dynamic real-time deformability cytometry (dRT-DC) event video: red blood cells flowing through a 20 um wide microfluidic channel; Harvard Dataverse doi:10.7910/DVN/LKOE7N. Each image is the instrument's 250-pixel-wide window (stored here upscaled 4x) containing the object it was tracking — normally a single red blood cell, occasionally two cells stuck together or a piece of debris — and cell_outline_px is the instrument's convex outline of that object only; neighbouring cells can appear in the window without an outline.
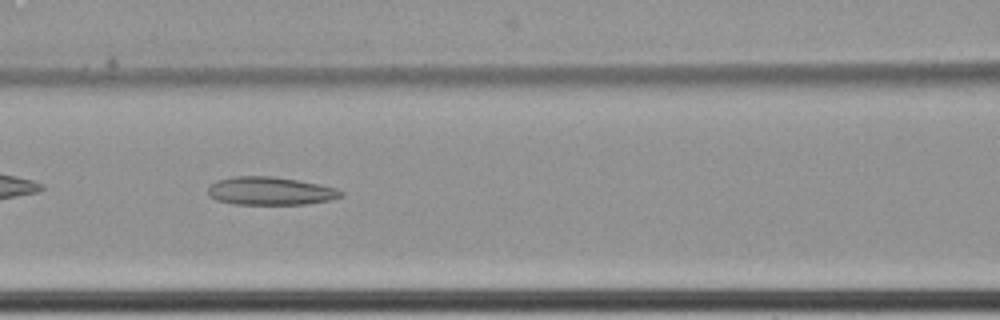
{"species": "common noctule bat (a hibernating species)", "species_latin": "Nyctalus noctula", "temperature_condition": "cold", "stored_images_in_passage": 41, "camera_frame_rate_fps": 3000, "um_per_image_px": 0.085, "animal": {"sex": "female", "body_mass_g": 22.7, "forearm_length_mm": 54.2}, "frame": {"image": 1, "passage_image": 8, "time_ms": 2.333, "image_size_px": [1000, 320], "cell_outline_px": [[344, 196], [328, 200], [304, 204], [236, 204], [216, 200], [208, 196], [208, 188], [216, 180], [232, 176], [272, 176], [296, 180], [336, 188], [344, 192]], "centroid_in_image_um": [22.94, 16.23], "position_along_channel_um": 143.7, "area_um2": 21.68}}
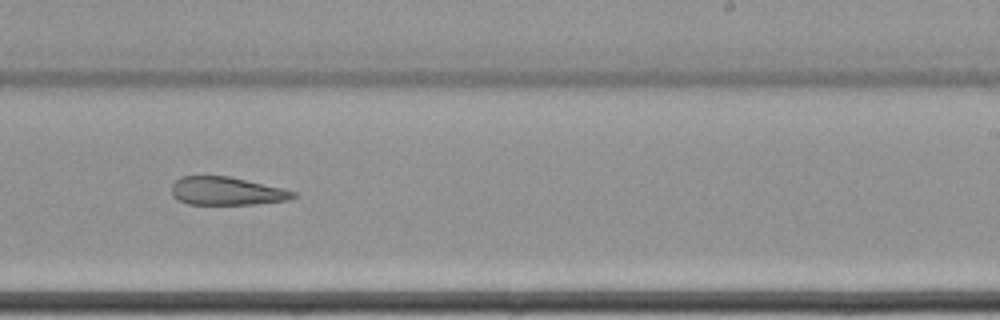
{"frame": {"image": 2, "passage_image": 19, "time_ms": 6.0, "image_size_px": [1000, 320], "cell_outline_px": [[296, 196], [288, 200], [256, 204], [188, 204], [176, 200], [172, 196], [172, 184], [180, 176], [228, 176], [280, 188], [296, 192]], "centroid_in_image_um": [19.21, 16.25], "position_along_channel_um": 269.8, "area_um2": 19.83}}
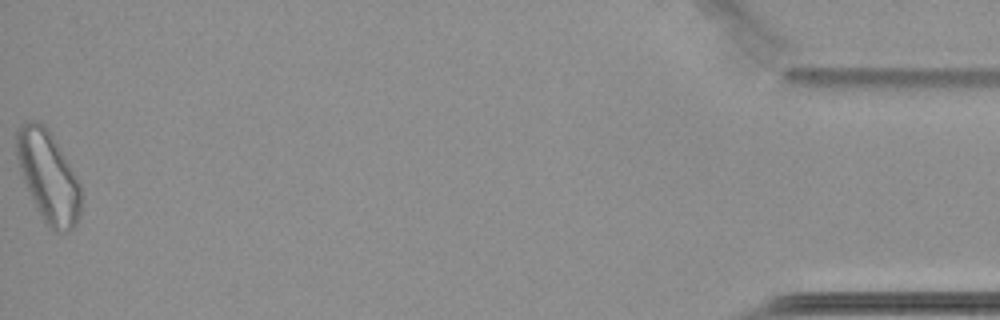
{"frame": {"image": 3, "passage_image": 41, "time_ms": 13.333, "image_size_px": [1000, 320], "cell_outline_px": [[80, 216], [76, 224], [72, 228], [64, 232], [56, 232], [44, 220], [36, 208], [24, 180], [16, 156], [16, 128], [20, 124], [28, 120], [36, 120], [44, 124], [48, 128], [76, 176], [80, 184]], "centroid_in_image_um": [4.08, 14.96], "position_along_channel_um": 431.1, "area_um2": 33.81}, "authors_computed_cell_mechanics": {"area_um2": 22.542, "velocity_mm_per_s": 3.45, "shape_relaxation_time_tau1_ms": null, "shape_relaxation_time_tau2_ms": 3.5307, "deformation_change_tau1": null, "deformation_change_tau2": 0.132}}